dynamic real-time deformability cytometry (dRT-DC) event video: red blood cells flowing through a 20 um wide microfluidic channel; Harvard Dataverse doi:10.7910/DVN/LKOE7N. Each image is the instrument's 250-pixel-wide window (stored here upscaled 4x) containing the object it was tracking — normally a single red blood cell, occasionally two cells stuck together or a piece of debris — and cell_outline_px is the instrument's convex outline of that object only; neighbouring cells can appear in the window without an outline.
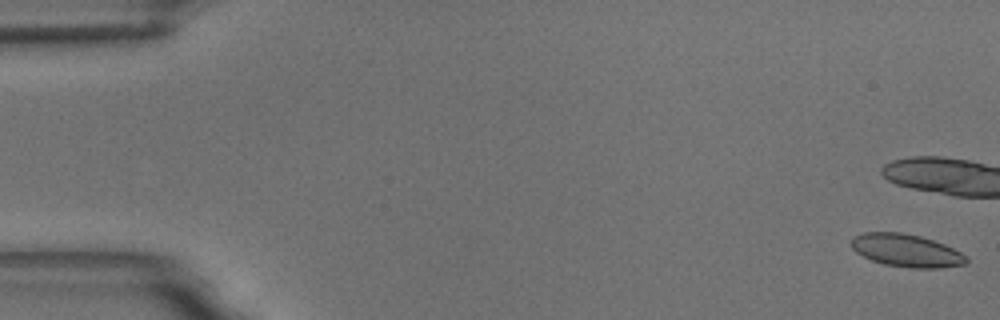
{"species": "common noctule bat (a hibernating species)", "species_latin": "Nyctalus noctula", "temperature_condition": "room temperature", "stored_images_in_passage": 14, "camera_frame_rate_fps": 3000, "um_per_image_px": 0.085, "animal": {"sex": "male", "body_mass_g": 18.8}, "frame": {"image": 1, "passage_image": 1, "time_ms": 0.0, "image_size_px": [1000, 320], "cell_outline_px": [[968, 260], [964, 264], [940, 268], [912, 268], [884, 264], [872, 260], [856, 252], [852, 248], [852, 236], [860, 232], [900, 232], [920, 236], [944, 244], [968, 256]], "centroid_in_image_um": [77.03, 21.28], "position_along_channel_um": 8.0, "area_um2": 21.91}}